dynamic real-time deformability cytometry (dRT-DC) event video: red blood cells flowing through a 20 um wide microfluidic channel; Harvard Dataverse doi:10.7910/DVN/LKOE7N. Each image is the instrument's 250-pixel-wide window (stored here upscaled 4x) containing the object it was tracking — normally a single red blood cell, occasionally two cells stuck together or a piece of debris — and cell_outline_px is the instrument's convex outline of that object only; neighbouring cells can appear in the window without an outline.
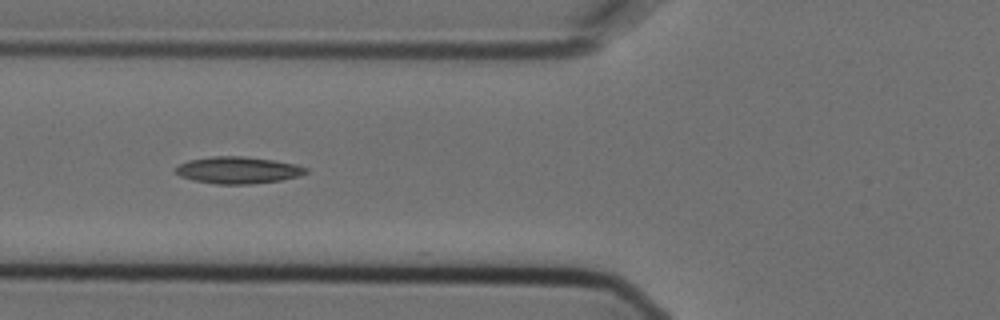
{"species": "Egyptian fruit bat (a non-hibernating species)", "species_latin": "Rousettus aegyptiacus", "temperature_condition": "cold", "stored_images_in_passage": 5, "camera_frame_rate_fps": 3000, "um_per_image_px": 0.085, "animal": {"sex": "female"}, "frame": {"image": 1, "passage_image": 5, "time_ms": 1.333, "image_size_px": [1000, 320], "cell_outline_px": [[308, 172], [300, 176], [280, 180], [252, 184], [216, 184], [192, 180], [180, 176], [176, 172], [176, 168], [180, 164], [188, 160], [212, 156], [244, 156], [272, 160], [296, 164], [308, 168]], "centroid_in_image_um": [20.24, 14.46], "position_along_channel_um": 105.6, "area_um2": 20.4}}